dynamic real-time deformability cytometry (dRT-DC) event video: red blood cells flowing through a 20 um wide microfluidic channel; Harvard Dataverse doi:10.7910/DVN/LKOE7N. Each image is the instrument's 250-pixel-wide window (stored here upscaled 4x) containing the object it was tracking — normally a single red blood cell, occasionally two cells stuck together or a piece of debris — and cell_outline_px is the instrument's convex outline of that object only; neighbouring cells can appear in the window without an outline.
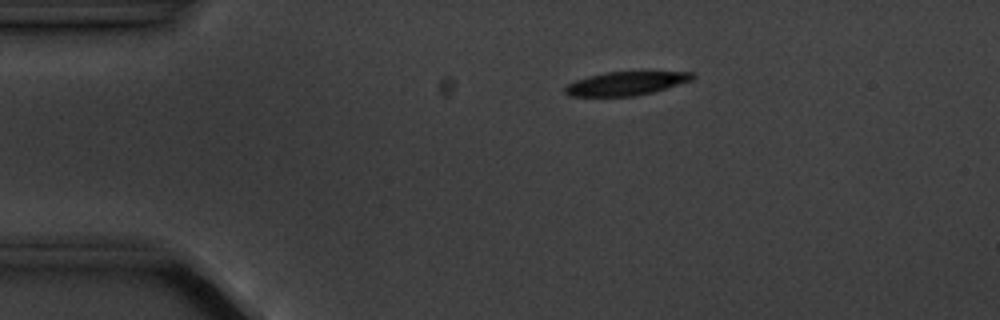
{"species": "common noctule bat (a hibernating species)", "species_latin": "Nyctalus noctula", "temperature_condition": "cold", "stored_images_in_passage": 15, "camera_frame_rate_fps": 3000, "um_per_image_px": 0.085, "animal": {"sex": "male", "body_mass_g": 20.1, "forearm_length_mm": 53.5}, "frame": {"image": 1, "passage_image": 3, "time_ms": 3.333, "image_size_px": [1000, 320], "cell_outline_px": [[696, 76], [692, 80], [652, 92], [636, 96], [568, 96], [564, 92], [564, 88], [568, 84], [576, 80], [588, 76], [604, 72], [696, 72]], "centroid_in_image_um": [53.19, 7.09], "position_along_channel_um": 31.8, "area_um2": 17.46}}
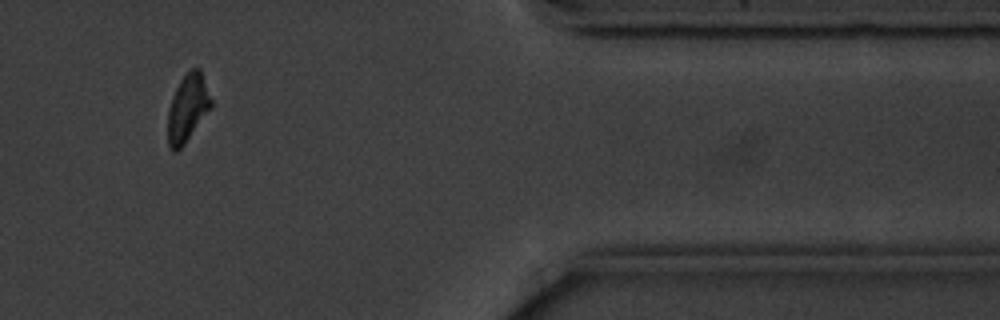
{"frame": {"image": 2, "passage_image": 13, "time_ms": 15.667, "image_size_px": [1000, 320], "cell_outline_px": [[212, 108], [184, 144], [176, 152], [172, 152], [168, 144], [168, 112], [172, 96], [180, 80], [192, 68], [200, 68], [212, 100]], "centroid_in_image_um": [15.96, 9.2], "position_along_channel_um": 395.4, "area_um2": 16.99}, "authors_computed_cell_mechanics": {"area_um2": 18.3226, "velocity_mm_per_s": 3.5455, "shape_relaxation_time_tau1_ms": 2.3238, "shape_relaxation_time_tau2_ms": null, "deformation_change_tau1": 0.1064, "deformation_change_tau2": null}}